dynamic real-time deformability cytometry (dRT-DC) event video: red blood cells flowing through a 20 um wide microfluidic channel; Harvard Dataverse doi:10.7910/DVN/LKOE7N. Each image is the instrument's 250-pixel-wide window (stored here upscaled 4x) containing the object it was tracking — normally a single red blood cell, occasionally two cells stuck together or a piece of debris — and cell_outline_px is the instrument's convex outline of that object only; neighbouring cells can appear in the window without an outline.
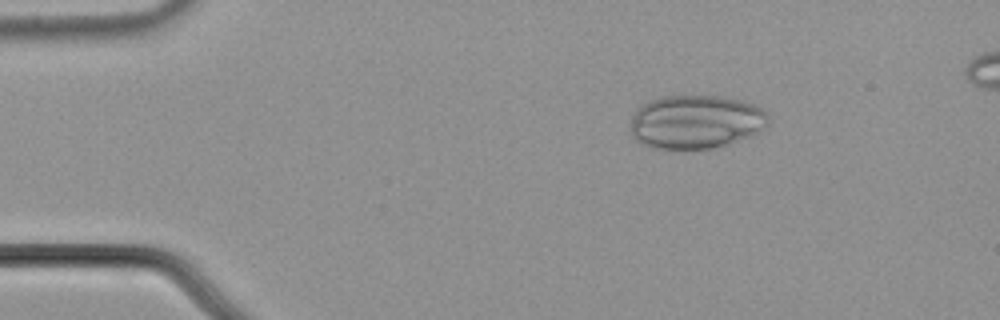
{"species": "common noctule bat (a hibernating species)", "species_latin": "Nyctalus noctula", "temperature_condition": "cold", "stored_images_in_passage": 55, "camera_frame_rate_fps": 3000, "um_per_image_px": 0.085, "animal": {"sex": "male", "body_mass_g": 21.5, "forearm_length_mm": 52.0}, "frame": {"image": 1, "passage_image": 9, "time_ms": 2.667, "image_size_px": [1000, 320], "cell_outline_px": [[768, 124], [760, 132], [712, 148], [684, 152], [664, 152], [640, 144], [632, 136], [632, 116], [648, 100], [660, 96], [720, 96], [740, 100], [764, 108], [768, 116]], "centroid_in_image_um": [59.11, 10.41], "position_along_channel_um": 25.9, "area_um2": 43.99}}
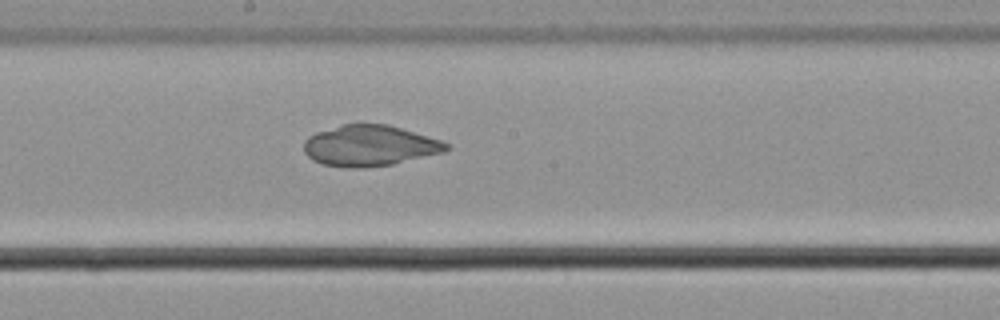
{"frame": {"image": 2, "passage_image": 30, "time_ms": 9.667, "image_size_px": [1000, 320], "cell_outline_px": [[452, 148], [444, 152], [392, 164], [360, 168], [348, 168], [320, 164], [312, 160], [304, 152], [304, 140], [308, 136], [316, 132], [340, 124], [388, 124], [428, 136], [440, 140], [448, 144]], "centroid_in_image_um": [31.39, 12.38], "position_along_channel_um": 216.8, "area_um2": 34.04}}
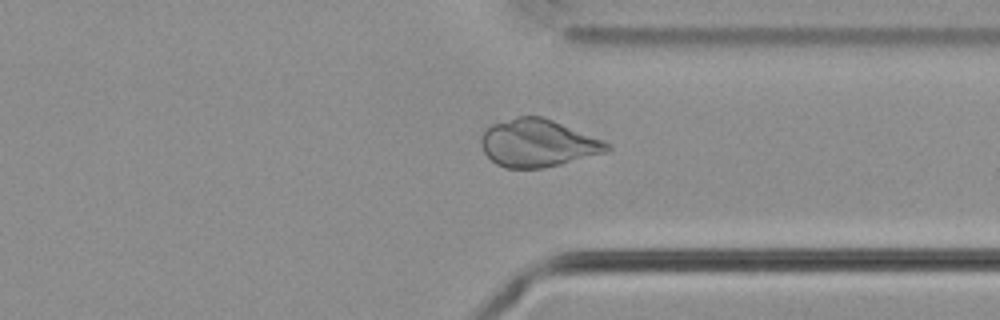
{"frame": {"image": 3, "passage_image": 42, "time_ms": 13.667, "image_size_px": [1000, 320], "cell_outline_px": [[612, 148], [608, 152], [544, 168], [504, 168], [496, 164], [484, 152], [480, 144], [480, 136], [492, 124], [516, 116], [544, 116], [604, 140]], "centroid_in_image_um": [45.72, 12.16], "position_along_channel_um": 365.7, "area_um2": 35.08}}